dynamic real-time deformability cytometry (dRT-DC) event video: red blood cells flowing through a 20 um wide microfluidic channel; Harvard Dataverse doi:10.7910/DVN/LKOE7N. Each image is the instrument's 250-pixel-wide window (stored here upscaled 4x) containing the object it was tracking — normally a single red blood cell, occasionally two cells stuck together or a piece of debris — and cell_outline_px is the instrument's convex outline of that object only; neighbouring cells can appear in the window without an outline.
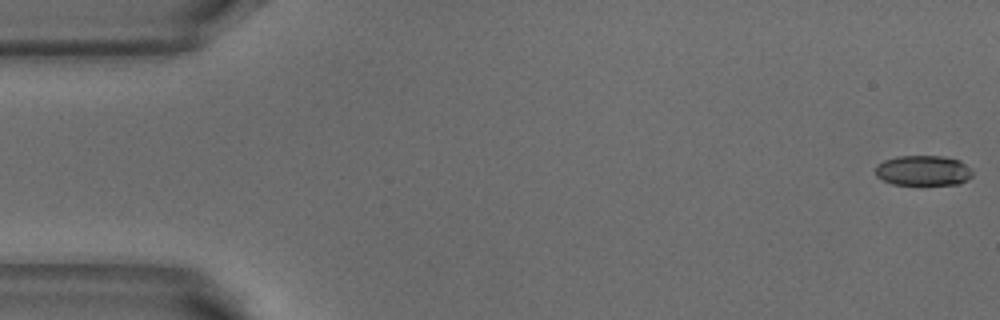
{"species": "common noctule bat (a hibernating species)", "species_latin": "Nyctalus noctula", "temperature_condition": "warm", "stored_images_in_passage": 41, "camera_frame_rate_fps": 3000, "um_per_image_px": 0.085, "animal": {"sex": "male", "body_mass_g": 18.8}, "frame": {"image": 1, "passage_image": 1, "time_ms": 0.0, "image_size_px": [1000, 320], "cell_outline_px": [[972, 176], [960, 184], [892, 184], [876, 176], [876, 164], [884, 160], [896, 156], [944, 156], [960, 160], [972, 172]], "centroid_in_image_um": [78.45, 14.49], "position_along_channel_um": 6.6, "area_um2": 16.99}}
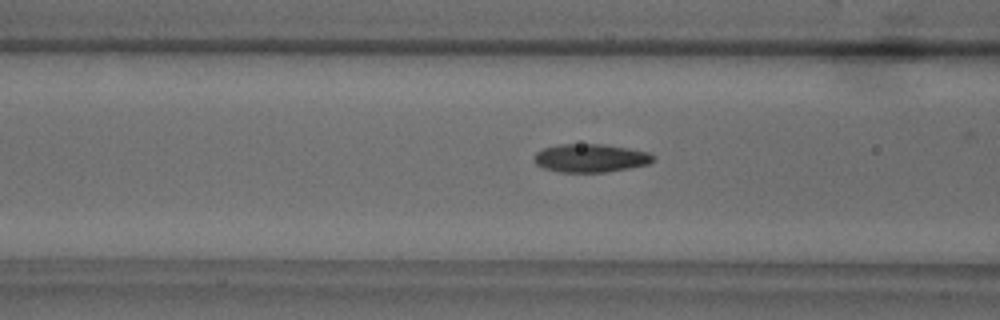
{"frame": {"image": 2, "passage_image": 20, "time_ms": 6.333, "image_size_px": [1000, 320], "cell_outline_px": [[656, 160], [648, 164], [628, 168], [604, 172], [560, 172], [544, 168], [536, 164], [532, 160], [532, 156], [536, 152], [544, 148], [560, 144], [604, 144], [628, 148], [648, 152], [656, 156]], "centroid_in_image_um": [50.19, 13.43], "position_along_channel_um": 116.4, "area_um2": 19.77}}
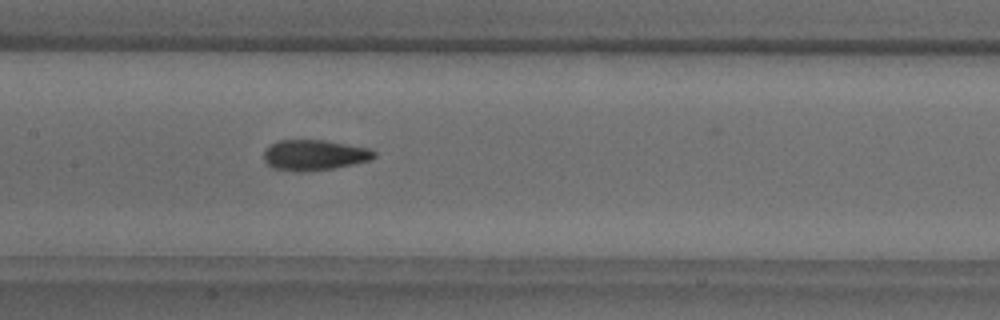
{"frame": {"image": 3, "passage_image": 25, "time_ms": 8.0, "image_size_px": [1000, 320], "cell_outline_px": [[376, 156], [372, 160], [332, 168], [304, 172], [296, 172], [272, 168], [264, 160], [264, 152], [272, 144], [280, 140], [324, 140], [372, 148], [376, 152]], "centroid_in_image_um": [26.76, 13.18], "position_along_channel_um": 180.6, "area_um2": 19.71}}